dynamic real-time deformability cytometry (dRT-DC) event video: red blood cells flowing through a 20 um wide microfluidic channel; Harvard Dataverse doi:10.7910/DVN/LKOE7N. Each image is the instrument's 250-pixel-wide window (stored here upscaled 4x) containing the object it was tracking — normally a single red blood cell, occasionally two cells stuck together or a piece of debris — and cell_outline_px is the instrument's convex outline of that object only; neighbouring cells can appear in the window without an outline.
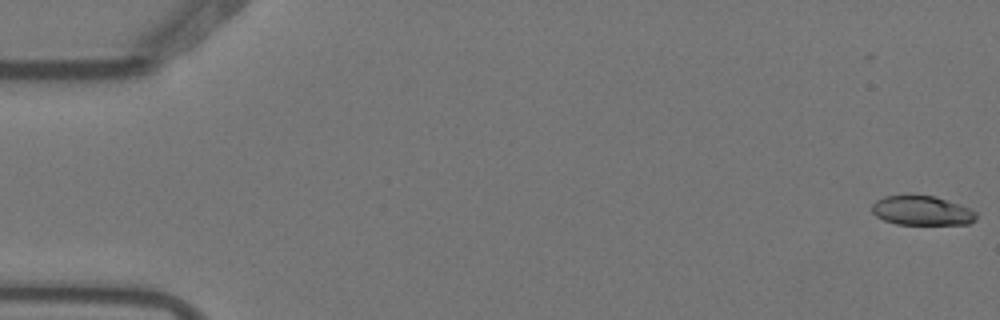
{"species": "Egyptian fruit bat (a non-hibernating species)", "species_latin": "Rousettus aegyptiacus", "temperature_condition": "warm", "stored_images_in_passage": 4, "camera_frame_rate_fps": 3000, "um_per_image_px": 0.085, "animal": {"sex": "female"}, "frame": {"image": 1, "passage_image": 1, "time_ms": 0.0, "image_size_px": [1000, 320], "cell_outline_px": [[976, 220], [968, 224], [896, 224], [884, 220], [876, 216], [872, 212], [872, 204], [876, 200], [884, 196], [936, 196], [960, 204], [976, 212]], "centroid_in_image_um": [78.36, 17.91], "position_along_channel_um": 6.6, "area_um2": 17.74}}